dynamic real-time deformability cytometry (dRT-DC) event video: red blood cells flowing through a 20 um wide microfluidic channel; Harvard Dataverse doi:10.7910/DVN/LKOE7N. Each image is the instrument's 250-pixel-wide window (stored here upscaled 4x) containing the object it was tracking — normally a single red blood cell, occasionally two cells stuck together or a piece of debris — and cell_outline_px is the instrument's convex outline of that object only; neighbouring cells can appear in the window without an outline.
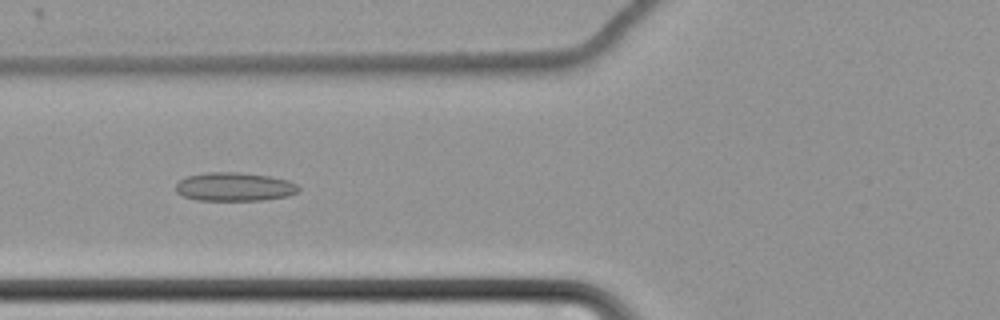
{"species": "common noctule bat (a hibernating species)", "species_latin": "Nyctalus noctula", "temperature_condition": "cold", "stored_images_in_passage": 65, "camera_frame_rate_fps": 3000, "um_per_image_px": 0.085, "animal": {"sex": "female", "body_mass_g": 22.7, "forearm_length_mm": 54.2}, "frame": {"image": 1, "passage_image": 29, "time_ms": 9.333, "image_size_px": [1000, 320], "cell_outline_px": [[300, 188], [296, 192], [288, 196], [260, 200], [196, 200], [184, 196], [176, 192], [176, 184], [180, 180], [188, 176], [208, 172], [240, 172], [272, 176], [288, 180], [296, 184]], "centroid_in_image_um": [19.93, 15.87], "position_along_channel_um": 105.9, "area_um2": 20.46}}
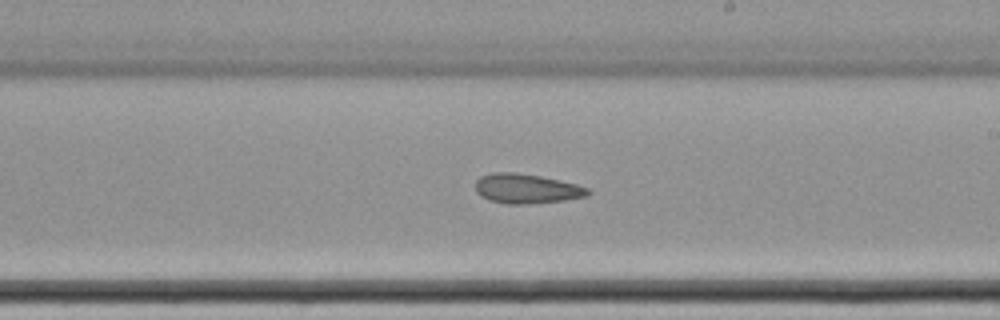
{"frame": {"image": 2, "passage_image": 41, "time_ms": 13.333, "image_size_px": [1000, 320], "cell_outline_px": [[592, 192], [588, 196], [564, 200], [528, 204], [508, 204], [488, 200], [480, 196], [476, 192], [476, 180], [480, 176], [492, 172], [516, 172], [540, 176], [576, 184], [588, 188]], "centroid_in_image_um": [44.74, 16.03], "position_along_channel_um": 244.3, "area_um2": 19.54}}
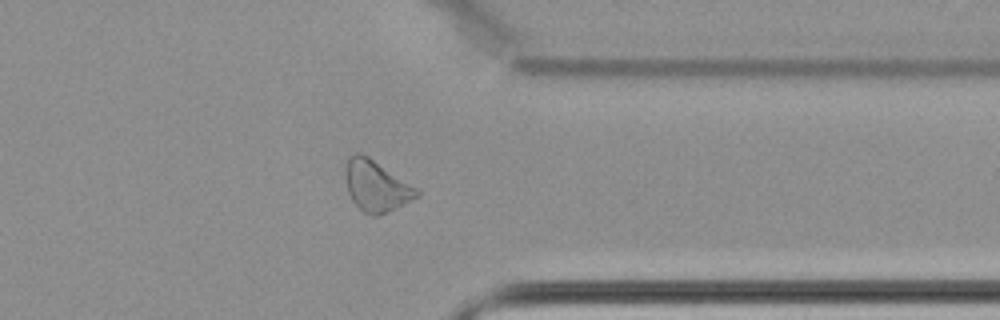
{"frame": {"image": 3, "passage_image": 53, "time_ms": 17.333, "image_size_px": [1000, 320], "cell_outline_px": [[420, 196], [388, 212], [376, 216], [372, 216], [364, 212], [352, 200], [348, 192], [344, 172], [344, 164], [348, 156], [356, 152], [360, 152], [368, 156], [416, 188], [420, 192]], "centroid_in_image_um": [31.94, 15.79], "position_along_channel_um": 379.5, "area_um2": 21.15}, "authors_computed_cell_mechanics": {"area_um2": 21.9062, "velocity_mm_per_s": 3.4601, "shape_relaxation_time_tau1_ms": null, "shape_relaxation_time_tau2_ms": 10.7208, "deformation_change_tau1": null, "deformation_change_tau2": 0.1778}}